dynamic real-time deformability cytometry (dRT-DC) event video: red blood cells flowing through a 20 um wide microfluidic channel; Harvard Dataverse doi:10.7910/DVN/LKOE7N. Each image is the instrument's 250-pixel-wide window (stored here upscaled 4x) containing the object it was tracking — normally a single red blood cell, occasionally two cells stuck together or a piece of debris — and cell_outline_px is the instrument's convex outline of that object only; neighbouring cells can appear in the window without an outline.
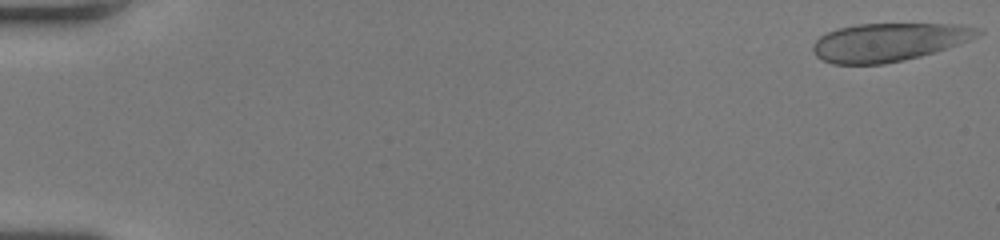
{"species": "human", "species_latin": "Homo sapiens", "temperature_condition": "room temperature", "stored_images_in_passage": 52, "camera_frame_rate_fps": 3000, "um_per_image_px": 0.085, "donor": {"sex": "female"}, "frame": {"image": 1, "passage_image": 1, "time_ms": 0.0, "image_size_px": [1000, 240], "cell_outline_px": [[984, 32], [980, 36], [920, 56], [904, 60], [884, 64], [832, 64], [816, 56], [812, 48], [812, 44], [820, 36], [828, 32], [840, 28], [856, 24], [964, 24], [984, 28]], "centroid_in_image_um": [75.58, 3.57], "position_along_channel_um": 9.4, "area_um2": 36.7}}
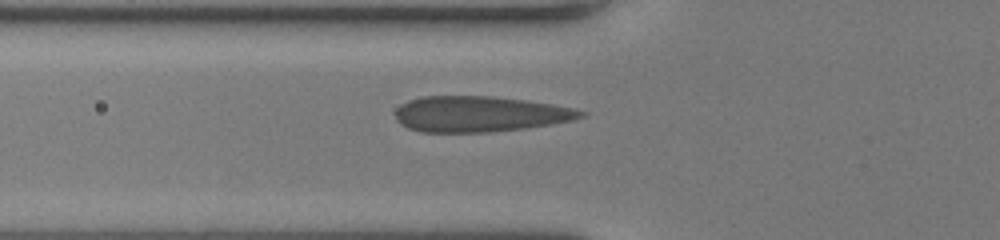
{"frame": {"image": 2, "passage_image": 20, "time_ms": 6.333, "image_size_px": [1000, 240], "cell_outline_px": [[588, 112], [584, 116], [572, 120], [552, 124], [524, 128], [492, 132], [420, 132], [408, 128], [400, 124], [396, 120], [396, 108], [400, 104], [408, 100], [420, 96], [492, 96], [524, 100], [552, 104], [576, 108]], "centroid_in_image_um": [40.76, 9.69], "position_along_channel_um": 85.0, "area_um2": 38.84}}
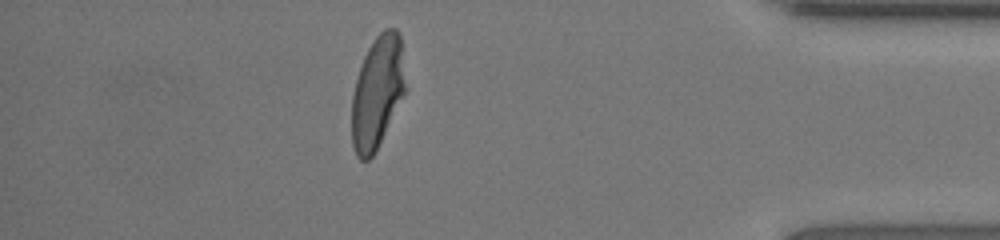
{"frame": {"image": 3, "passage_image": 46, "time_ms": 15.0, "image_size_px": [1000, 240], "cell_outline_px": [[408, 88], [372, 156], [368, 160], [360, 160], [356, 156], [352, 144], [352, 96], [360, 64], [368, 48], [376, 36], [384, 28], [396, 28], [400, 32]], "centroid_in_image_um": [32.1, 7.78], "position_along_channel_um": 403.1, "area_um2": 35.55}, "authors_computed_cell_mechanics": {"area_um2": 37.5411, "velocity_mm_per_s": 4.0901, "shape_relaxation_time_tau1_ms": 4.1774, "shape_relaxation_time_tau2_ms": null, "deformation_change_tau1": 0.183, "deformation_change_tau2": null}}